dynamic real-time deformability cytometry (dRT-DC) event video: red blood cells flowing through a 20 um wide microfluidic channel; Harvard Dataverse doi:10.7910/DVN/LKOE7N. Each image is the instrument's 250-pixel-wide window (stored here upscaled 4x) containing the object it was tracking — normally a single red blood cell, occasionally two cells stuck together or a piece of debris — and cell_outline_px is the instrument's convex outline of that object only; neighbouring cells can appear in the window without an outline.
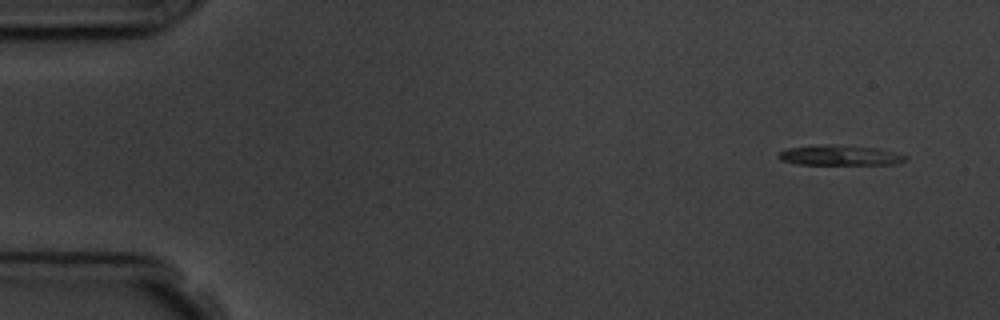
{"species": "common noctule bat (a hibernating species)", "species_latin": "Nyctalus noctula", "temperature_condition": "room temperature", "stored_images_in_passage": 5, "camera_frame_rate_fps": 3000, "um_per_image_px": 0.085, "animal": {"sex": "male", "body_mass_g": 19.5, "forearm_length_mm": 54.6}, "frame": {"image": 1, "passage_image": 1, "time_ms": 0.0, "image_size_px": [1000, 320], "cell_outline_px": [[908, 156], [904, 160], [896, 164], [796, 164], [780, 160], [776, 156], [780, 152], [788, 148], [820, 144], [832, 144], [876, 148]], "centroid_in_image_um": [71.31, 13.2], "position_along_channel_um": 13.7, "area_um2": 14.8}}
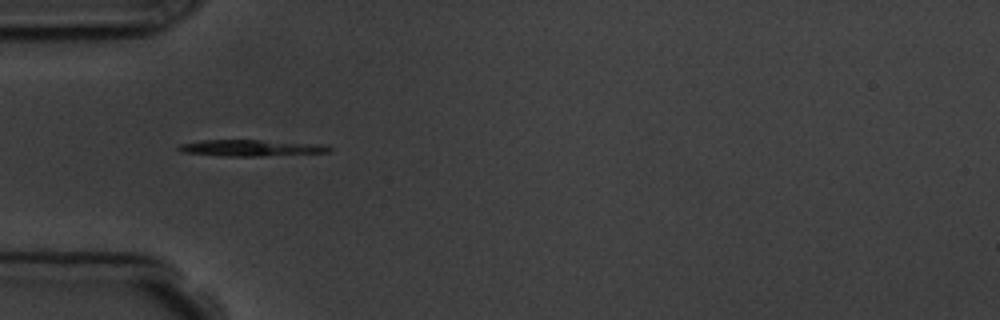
{"frame": {"image": 2, "passage_image": 4, "time_ms": 4.333, "image_size_px": [1000, 320], "cell_outline_px": [[332, 148], [328, 152], [264, 156], [220, 156], [180, 152], [176, 148], [180, 144], [204, 140], [260, 140], [320, 144]], "centroid_in_image_um": [21.26, 12.58], "position_along_channel_um": 63.7, "area_um2": 14.28}}